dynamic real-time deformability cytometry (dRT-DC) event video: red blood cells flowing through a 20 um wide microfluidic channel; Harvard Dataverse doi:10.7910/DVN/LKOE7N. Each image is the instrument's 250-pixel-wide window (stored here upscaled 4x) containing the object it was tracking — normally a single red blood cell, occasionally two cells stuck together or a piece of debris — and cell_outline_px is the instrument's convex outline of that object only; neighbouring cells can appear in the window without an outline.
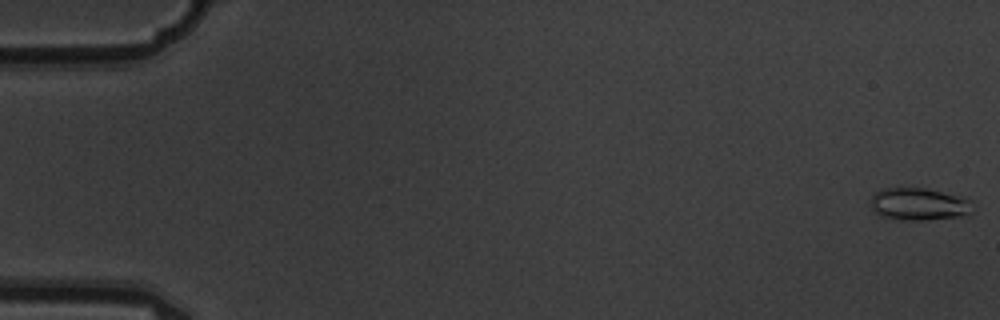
{"species": "common noctule bat (a hibernating species)", "species_latin": "Nyctalus noctula", "temperature_condition": "warm", "stored_images_in_passage": 10, "camera_frame_rate_fps": 3000, "um_per_image_px": 0.085, "animal": {"sex": "male", "body_mass_g": 19.5, "forearm_length_mm": 54.6}, "frame": {"image": 1, "passage_image": 1, "time_ms": 0.0, "image_size_px": [1000, 320], "cell_outline_px": [[972, 216], [924, 220], [900, 220], [880, 216], [872, 208], [872, 196], [880, 188], [924, 188], [964, 196], [972, 200]], "centroid_in_image_um": [78.19, 17.36], "position_along_channel_um": 6.8, "area_um2": 19.71}}
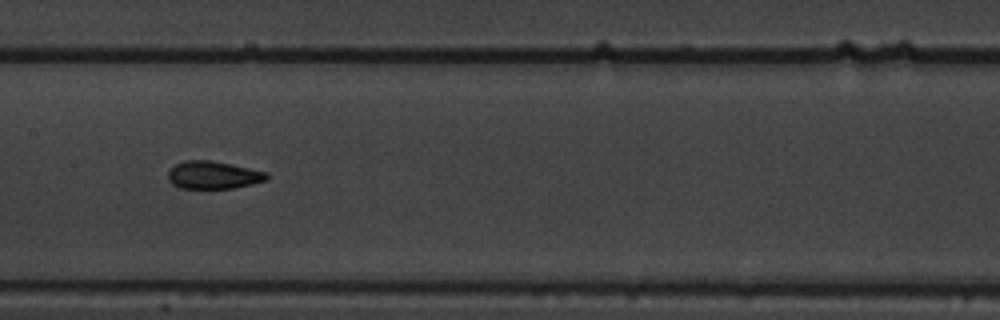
{"frame": {"image": 2, "passage_image": 8, "time_ms": 2.333, "image_size_px": [1000, 320], "cell_outline_px": [[268, 180], [252, 184], [232, 188], [180, 188], [172, 184], [168, 180], [168, 172], [176, 164], [184, 160], [212, 160], [268, 172]], "centroid_in_image_um": [18.13, 14.87], "position_along_channel_um": 189.3, "area_um2": 15.95}}
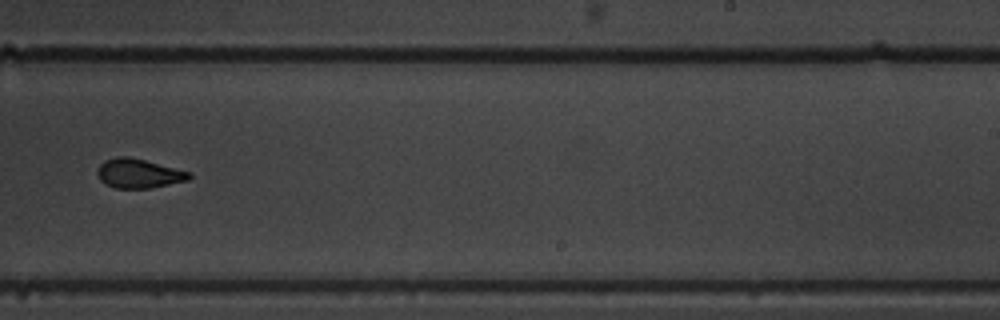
{"frame": {"image": 3, "passage_image": 10, "time_ms": 3.0, "image_size_px": [1000, 320], "cell_outline_px": [[192, 176], [188, 180], [152, 188], [116, 188], [104, 184], [100, 180], [96, 172], [100, 164], [104, 160], [116, 156], [128, 156], [192, 172]], "centroid_in_image_um": [11.78, 14.74], "position_along_channel_um": 277.2, "area_um2": 15.78}}